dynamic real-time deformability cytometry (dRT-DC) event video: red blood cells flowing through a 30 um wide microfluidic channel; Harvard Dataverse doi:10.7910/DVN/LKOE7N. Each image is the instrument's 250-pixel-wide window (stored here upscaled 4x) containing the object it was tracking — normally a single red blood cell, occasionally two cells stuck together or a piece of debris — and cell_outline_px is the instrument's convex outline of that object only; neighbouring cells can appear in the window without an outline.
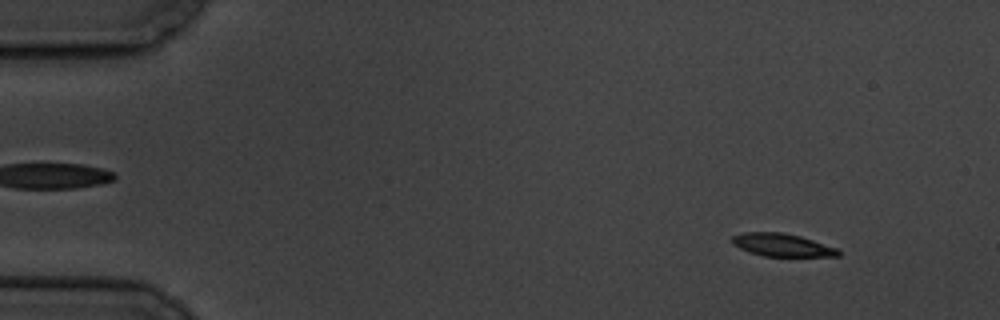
{"species": "common noctule bat (a hibernating species)", "species_latin": "Nyctalus noctula", "temperature_condition": "cold", "stored_images_in_passage": 11, "camera_frame_rate_fps": 3000, "um_per_image_px": 0.085, "animal": {"sex": "male", "body_mass_g": 19.5, "forearm_length_mm": 54.6}, "frame": {"image": 1, "passage_image": 1, "time_ms": 0.0, "image_size_px": [1000, 320], "cell_outline_px": [[840, 256], [764, 256], [740, 248], [732, 244], [732, 236], [744, 232], [784, 232], [800, 236], [836, 248], [840, 252]], "centroid_in_image_um": [66.46, 20.81], "position_along_channel_um": 18.5, "area_um2": 13.93}}
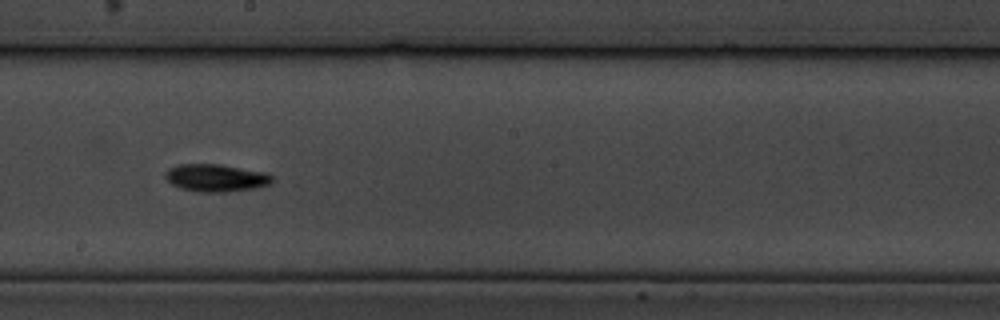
{"frame": {"image": 2, "passage_image": 8, "time_ms": 9.0, "image_size_px": [1000, 320], "cell_outline_px": [[272, 184], [256, 188], [224, 192], [200, 192], [180, 188], [172, 184], [164, 176], [164, 172], [168, 168], [180, 164], [220, 164], [268, 172], [272, 176]], "centroid_in_image_um": [18.38, 15.11], "position_along_channel_um": 229.8, "area_um2": 17.34}}
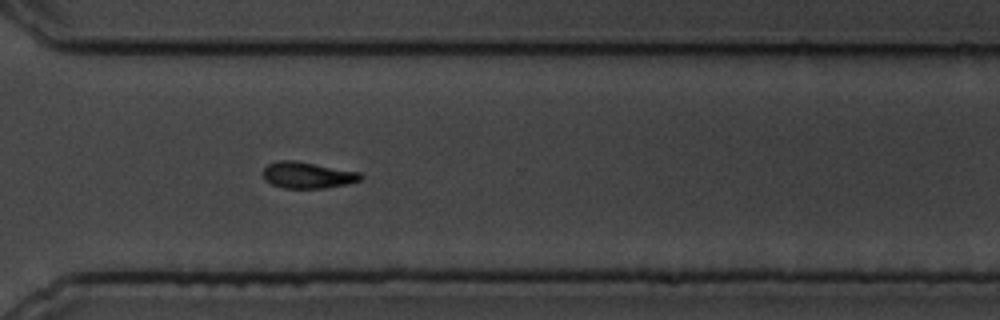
{"frame": {"image": 3, "passage_image": 11, "time_ms": 12.333, "image_size_px": [1000, 320], "cell_outline_px": [[364, 176], [360, 180], [348, 184], [324, 188], [284, 188], [272, 184], [264, 180], [260, 172], [268, 164], [280, 160], [296, 160], [360, 172]], "centroid_in_image_um": [26.12, 14.88], "position_along_channel_um": 344.5, "area_um2": 15.2}}